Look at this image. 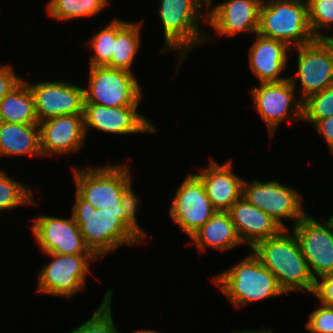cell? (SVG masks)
<instances>
[{"mask_svg": "<svg viewBox=\"0 0 333 333\" xmlns=\"http://www.w3.org/2000/svg\"><path fill=\"white\" fill-rule=\"evenodd\" d=\"M72 216L79 226L84 242L97 257H103L123 244L141 243L146 233L137 226L125 211H104L95 209L77 192Z\"/></svg>", "mask_w": 333, "mask_h": 333, "instance_id": "6da1fadb", "label": "cell"}, {"mask_svg": "<svg viewBox=\"0 0 333 333\" xmlns=\"http://www.w3.org/2000/svg\"><path fill=\"white\" fill-rule=\"evenodd\" d=\"M251 250L276 277L285 293L314 292L316 281L293 232L283 229L277 236L259 241Z\"/></svg>", "mask_w": 333, "mask_h": 333, "instance_id": "7a4b0ae2", "label": "cell"}, {"mask_svg": "<svg viewBox=\"0 0 333 333\" xmlns=\"http://www.w3.org/2000/svg\"><path fill=\"white\" fill-rule=\"evenodd\" d=\"M238 264L217 274L213 283L235 306L286 294L279 286L276 277L253 253Z\"/></svg>", "mask_w": 333, "mask_h": 333, "instance_id": "3957f363", "label": "cell"}, {"mask_svg": "<svg viewBox=\"0 0 333 333\" xmlns=\"http://www.w3.org/2000/svg\"><path fill=\"white\" fill-rule=\"evenodd\" d=\"M160 3L165 38L163 52L177 50L181 65L189 50L211 39L199 27L201 9L207 4L203 0H160Z\"/></svg>", "mask_w": 333, "mask_h": 333, "instance_id": "277c9868", "label": "cell"}, {"mask_svg": "<svg viewBox=\"0 0 333 333\" xmlns=\"http://www.w3.org/2000/svg\"><path fill=\"white\" fill-rule=\"evenodd\" d=\"M259 35L281 40L290 47L311 43L315 38L309 23L307 0H272L260 8Z\"/></svg>", "mask_w": 333, "mask_h": 333, "instance_id": "5b68a950", "label": "cell"}, {"mask_svg": "<svg viewBox=\"0 0 333 333\" xmlns=\"http://www.w3.org/2000/svg\"><path fill=\"white\" fill-rule=\"evenodd\" d=\"M129 166L114 165L87 169H74L76 191L95 209L124 211L121 206L125 186L131 181Z\"/></svg>", "mask_w": 333, "mask_h": 333, "instance_id": "8992f818", "label": "cell"}, {"mask_svg": "<svg viewBox=\"0 0 333 333\" xmlns=\"http://www.w3.org/2000/svg\"><path fill=\"white\" fill-rule=\"evenodd\" d=\"M89 74L88 88H84L85 103L106 107L139 105L143 94L132 72L90 66Z\"/></svg>", "mask_w": 333, "mask_h": 333, "instance_id": "52a82bcc", "label": "cell"}, {"mask_svg": "<svg viewBox=\"0 0 333 333\" xmlns=\"http://www.w3.org/2000/svg\"><path fill=\"white\" fill-rule=\"evenodd\" d=\"M53 258L38 274V292L71 298L84 289L89 263L98 259L94 254H47Z\"/></svg>", "mask_w": 333, "mask_h": 333, "instance_id": "ba28073f", "label": "cell"}, {"mask_svg": "<svg viewBox=\"0 0 333 333\" xmlns=\"http://www.w3.org/2000/svg\"><path fill=\"white\" fill-rule=\"evenodd\" d=\"M242 196L269 215L283 229L288 228L282 222V218L293 219L295 225L306 215L303 210L305 208L302 207V195L294 188L277 181H244Z\"/></svg>", "mask_w": 333, "mask_h": 333, "instance_id": "9c48e42d", "label": "cell"}, {"mask_svg": "<svg viewBox=\"0 0 333 333\" xmlns=\"http://www.w3.org/2000/svg\"><path fill=\"white\" fill-rule=\"evenodd\" d=\"M295 76L282 82L260 83L252 88L251 96L255 110L267 125L270 136L282 121L293 118L303 121V101L295 99Z\"/></svg>", "mask_w": 333, "mask_h": 333, "instance_id": "30bf717a", "label": "cell"}, {"mask_svg": "<svg viewBox=\"0 0 333 333\" xmlns=\"http://www.w3.org/2000/svg\"><path fill=\"white\" fill-rule=\"evenodd\" d=\"M295 235L313 278L333 274V216L319 222L306 214L293 225Z\"/></svg>", "mask_w": 333, "mask_h": 333, "instance_id": "8fae6325", "label": "cell"}, {"mask_svg": "<svg viewBox=\"0 0 333 333\" xmlns=\"http://www.w3.org/2000/svg\"><path fill=\"white\" fill-rule=\"evenodd\" d=\"M297 76L304 101L333 84V45L327 39H314L311 43L295 47Z\"/></svg>", "mask_w": 333, "mask_h": 333, "instance_id": "7c38bea8", "label": "cell"}, {"mask_svg": "<svg viewBox=\"0 0 333 333\" xmlns=\"http://www.w3.org/2000/svg\"><path fill=\"white\" fill-rule=\"evenodd\" d=\"M170 216L189 237L202 227L214 212L201 179L188 174L171 199Z\"/></svg>", "mask_w": 333, "mask_h": 333, "instance_id": "4fadbf2b", "label": "cell"}, {"mask_svg": "<svg viewBox=\"0 0 333 333\" xmlns=\"http://www.w3.org/2000/svg\"><path fill=\"white\" fill-rule=\"evenodd\" d=\"M26 83L34 97L39 123L60 115L84 113V88L69 81Z\"/></svg>", "mask_w": 333, "mask_h": 333, "instance_id": "5bb4252c", "label": "cell"}, {"mask_svg": "<svg viewBox=\"0 0 333 333\" xmlns=\"http://www.w3.org/2000/svg\"><path fill=\"white\" fill-rule=\"evenodd\" d=\"M33 220L31 229L44 253L93 254L86 246L73 216L65 219L42 215Z\"/></svg>", "mask_w": 333, "mask_h": 333, "instance_id": "9a60e30c", "label": "cell"}, {"mask_svg": "<svg viewBox=\"0 0 333 333\" xmlns=\"http://www.w3.org/2000/svg\"><path fill=\"white\" fill-rule=\"evenodd\" d=\"M138 105L106 107L94 103L84 104V127L108 134L154 133L156 128L143 114L138 113Z\"/></svg>", "mask_w": 333, "mask_h": 333, "instance_id": "2e32d148", "label": "cell"}, {"mask_svg": "<svg viewBox=\"0 0 333 333\" xmlns=\"http://www.w3.org/2000/svg\"><path fill=\"white\" fill-rule=\"evenodd\" d=\"M265 0H225L209 10L203 21L219 36L234 37L240 32L257 33L261 5Z\"/></svg>", "mask_w": 333, "mask_h": 333, "instance_id": "e0dca14e", "label": "cell"}, {"mask_svg": "<svg viewBox=\"0 0 333 333\" xmlns=\"http://www.w3.org/2000/svg\"><path fill=\"white\" fill-rule=\"evenodd\" d=\"M38 125L42 156L66 155L79 151L85 144L83 114L60 115Z\"/></svg>", "mask_w": 333, "mask_h": 333, "instance_id": "ac0fdd59", "label": "cell"}, {"mask_svg": "<svg viewBox=\"0 0 333 333\" xmlns=\"http://www.w3.org/2000/svg\"><path fill=\"white\" fill-rule=\"evenodd\" d=\"M232 170L231 161L221 165L212 160L208 167L200 169L196 174L204 184L214 211H229L242 197L244 180Z\"/></svg>", "mask_w": 333, "mask_h": 333, "instance_id": "d6986e66", "label": "cell"}, {"mask_svg": "<svg viewBox=\"0 0 333 333\" xmlns=\"http://www.w3.org/2000/svg\"><path fill=\"white\" fill-rule=\"evenodd\" d=\"M287 43L266 38L256 33V39L249 48V65L254 76L260 83L282 82L289 77H281L286 70L288 50H292Z\"/></svg>", "mask_w": 333, "mask_h": 333, "instance_id": "ffe728a7", "label": "cell"}, {"mask_svg": "<svg viewBox=\"0 0 333 333\" xmlns=\"http://www.w3.org/2000/svg\"><path fill=\"white\" fill-rule=\"evenodd\" d=\"M236 232L252 249L259 241L277 236L283 228L269 215L249 203L243 196L228 211Z\"/></svg>", "mask_w": 333, "mask_h": 333, "instance_id": "44dd1931", "label": "cell"}, {"mask_svg": "<svg viewBox=\"0 0 333 333\" xmlns=\"http://www.w3.org/2000/svg\"><path fill=\"white\" fill-rule=\"evenodd\" d=\"M190 238V244L194 242L201 252L205 251L206 247L222 252L243 244L228 211H214L212 217Z\"/></svg>", "mask_w": 333, "mask_h": 333, "instance_id": "7402d4cb", "label": "cell"}, {"mask_svg": "<svg viewBox=\"0 0 333 333\" xmlns=\"http://www.w3.org/2000/svg\"><path fill=\"white\" fill-rule=\"evenodd\" d=\"M42 156L38 124L0 121V156Z\"/></svg>", "mask_w": 333, "mask_h": 333, "instance_id": "603a6c76", "label": "cell"}, {"mask_svg": "<svg viewBox=\"0 0 333 333\" xmlns=\"http://www.w3.org/2000/svg\"><path fill=\"white\" fill-rule=\"evenodd\" d=\"M0 121L18 124H39L34 97L26 80H22L0 100Z\"/></svg>", "mask_w": 333, "mask_h": 333, "instance_id": "cb8c5ba5", "label": "cell"}, {"mask_svg": "<svg viewBox=\"0 0 333 333\" xmlns=\"http://www.w3.org/2000/svg\"><path fill=\"white\" fill-rule=\"evenodd\" d=\"M142 22L133 23L116 19V39L111 57V68L132 72L131 66L141 43Z\"/></svg>", "mask_w": 333, "mask_h": 333, "instance_id": "d4e9b609", "label": "cell"}, {"mask_svg": "<svg viewBox=\"0 0 333 333\" xmlns=\"http://www.w3.org/2000/svg\"><path fill=\"white\" fill-rule=\"evenodd\" d=\"M108 4V0H50L46 9L51 17L64 21L95 16Z\"/></svg>", "mask_w": 333, "mask_h": 333, "instance_id": "484cf974", "label": "cell"}, {"mask_svg": "<svg viewBox=\"0 0 333 333\" xmlns=\"http://www.w3.org/2000/svg\"><path fill=\"white\" fill-rule=\"evenodd\" d=\"M32 195V191L24 184L0 170V211L12 210L18 205L36 204Z\"/></svg>", "mask_w": 333, "mask_h": 333, "instance_id": "4316f807", "label": "cell"}, {"mask_svg": "<svg viewBox=\"0 0 333 333\" xmlns=\"http://www.w3.org/2000/svg\"><path fill=\"white\" fill-rule=\"evenodd\" d=\"M116 39V18L101 29L89 41L94 51L89 62L90 66H106L111 68V57Z\"/></svg>", "mask_w": 333, "mask_h": 333, "instance_id": "83f0119b", "label": "cell"}, {"mask_svg": "<svg viewBox=\"0 0 333 333\" xmlns=\"http://www.w3.org/2000/svg\"><path fill=\"white\" fill-rule=\"evenodd\" d=\"M111 299L112 291L109 289L90 319L68 333H120L113 322Z\"/></svg>", "mask_w": 333, "mask_h": 333, "instance_id": "f1b7e54d", "label": "cell"}, {"mask_svg": "<svg viewBox=\"0 0 333 333\" xmlns=\"http://www.w3.org/2000/svg\"><path fill=\"white\" fill-rule=\"evenodd\" d=\"M333 115V84L303 101V120L316 124Z\"/></svg>", "mask_w": 333, "mask_h": 333, "instance_id": "f546056e", "label": "cell"}, {"mask_svg": "<svg viewBox=\"0 0 333 333\" xmlns=\"http://www.w3.org/2000/svg\"><path fill=\"white\" fill-rule=\"evenodd\" d=\"M309 23L315 39H327L321 29L333 25V0H307Z\"/></svg>", "mask_w": 333, "mask_h": 333, "instance_id": "4dcf8cb0", "label": "cell"}, {"mask_svg": "<svg viewBox=\"0 0 333 333\" xmlns=\"http://www.w3.org/2000/svg\"><path fill=\"white\" fill-rule=\"evenodd\" d=\"M305 327L311 333H333V306L320 303L319 307L308 315Z\"/></svg>", "mask_w": 333, "mask_h": 333, "instance_id": "1f68e13d", "label": "cell"}, {"mask_svg": "<svg viewBox=\"0 0 333 333\" xmlns=\"http://www.w3.org/2000/svg\"><path fill=\"white\" fill-rule=\"evenodd\" d=\"M315 282L313 294L320 300V303L333 306V274H326L319 277Z\"/></svg>", "mask_w": 333, "mask_h": 333, "instance_id": "d6a6232c", "label": "cell"}, {"mask_svg": "<svg viewBox=\"0 0 333 333\" xmlns=\"http://www.w3.org/2000/svg\"><path fill=\"white\" fill-rule=\"evenodd\" d=\"M22 80L9 64L0 66V100Z\"/></svg>", "mask_w": 333, "mask_h": 333, "instance_id": "836d02e7", "label": "cell"}, {"mask_svg": "<svg viewBox=\"0 0 333 333\" xmlns=\"http://www.w3.org/2000/svg\"><path fill=\"white\" fill-rule=\"evenodd\" d=\"M131 181L125 186L123 194H122V200H121V206L123 207L126 215L137 225L140 227V225L137 223L136 218V212L138 210V204L139 198L134 193L133 189L131 188Z\"/></svg>", "mask_w": 333, "mask_h": 333, "instance_id": "e575fe53", "label": "cell"}, {"mask_svg": "<svg viewBox=\"0 0 333 333\" xmlns=\"http://www.w3.org/2000/svg\"><path fill=\"white\" fill-rule=\"evenodd\" d=\"M318 134H322L329 149L333 153V115L319 120L314 125Z\"/></svg>", "mask_w": 333, "mask_h": 333, "instance_id": "d590c367", "label": "cell"}, {"mask_svg": "<svg viewBox=\"0 0 333 333\" xmlns=\"http://www.w3.org/2000/svg\"><path fill=\"white\" fill-rule=\"evenodd\" d=\"M232 333H273V330L271 329V330H264V329H262V330H259V331H257V330H241V331H233Z\"/></svg>", "mask_w": 333, "mask_h": 333, "instance_id": "8d00e7d4", "label": "cell"}, {"mask_svg": "<svg viewBox=\"0 0 333 333\" xmlns=\"http://www.w3.org/2000/svg\"><path fill=\"white\" fill-rule=\"evenodd\" d=\"M133 333H159V332H156V331H153V330H139V331H136V332H133Z\"/></svg>", "mask_w": 333, "mask_h": 333, "instance_id": "74e56055", "label": "cell"}, {"mask_svg": "<svg viewBox=\"0 0 333 333\" xmlns=\"http://www.w3.org/2000/svg\"><path fill=\"white\" fill-rule=\"evenodd\" d=\"M206 4H207V8H209V7H211L210 5H211V2L213 1V0H203Z\"/></svg>", "mask_w": 333, "mask_h": 333, "instance_id": "f35d334b", "label": "cell"}, {"mask_svg": "<svg viewBox=\"0 0 333 333\" xmlns=\"http://www.w3.org/2000/svg\"><path fill=\"white\" fill-rule=\"evenodd\" d=\"M327 40L333 45V34H332V36L328 35Z\"/></svg>", "mask_w": 333, "mask_h": 333, "instance_id": "ab89813d", "label": "cell"}]
</instances>
